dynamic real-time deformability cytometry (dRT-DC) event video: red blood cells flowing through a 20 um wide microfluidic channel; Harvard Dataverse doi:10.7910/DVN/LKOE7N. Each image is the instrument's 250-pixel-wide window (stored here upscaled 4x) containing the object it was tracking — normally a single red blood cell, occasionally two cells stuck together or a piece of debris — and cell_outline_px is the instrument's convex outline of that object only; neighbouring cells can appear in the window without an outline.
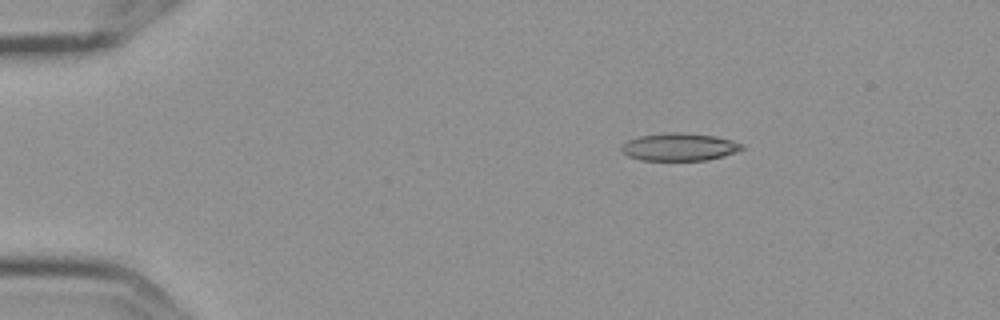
{"species": "Egyptian fruit bat (a non-hibernating species)", "species_latin": "Rousettus aegyptiacus", "temperature_condition": "cold", "stored_images_in_passage": 15, "camera_frame_rate_fps": 3000, "um_per_image_px": 0.085, "frame": {"image": 1, "passage_image": 3, "time_ms": 0.667, "image_size_px": [1000, 320], "cell_outline_px": [[744, 148], [724, 156], [708, 160], [640, 160], [628, 156], [620, 148], [628, 140], [640, 136], [668, 132], [680, 132], [716, 136], [732, 140], [744, 144]], "centroid_in_image_um": [57.77, 12.49], "position_along_channel_um": 27.2, "area_um2": 19.36}}
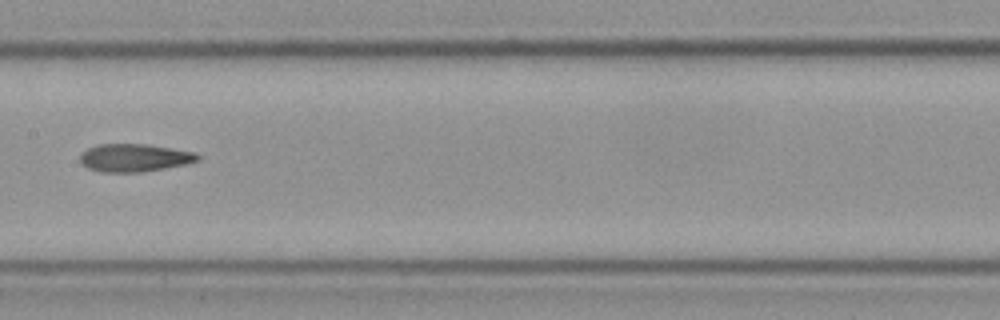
{"frame": {"image": 2, "passage_image": 8, "time_ms": 2.333, "image_size_px": [1000, 320], "cell_outline_px": [[200, 160], [184, 164], [164, 168], [140, 172], [100, 172], [88, 168], [80, 164], [80, 152], [96, 144], [148, 144], [192, 152], [200, 156]], "centroid_in_image_um": [11.35, 13.41], "position_along_channel_um": 196.1, "area_um2": 19.07}}
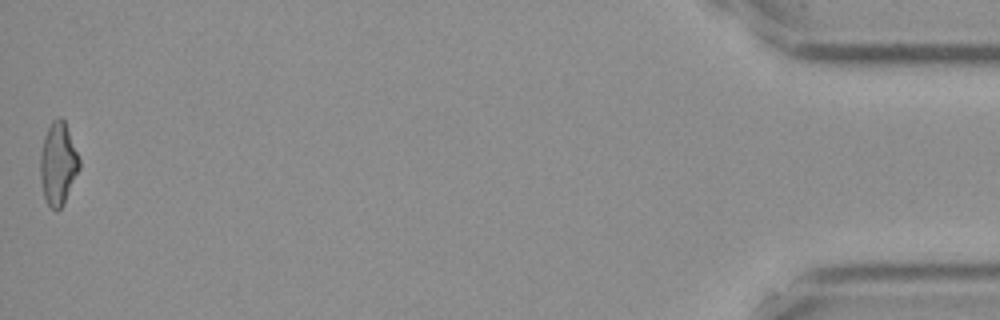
{"frame": {"image": 3, "passage_image": 15, "time_ms": 4.667, "image_size_px": [1000, 320], "cell_outline_px": [[80, 168], [60, 208], [56, 212], [48, 204], [44, 196], [40, 176], [40, 156], [44, 136], [52, 120], [56, 116], [60, 116], [64, 120], [80, 160]], "centroid_in_image_um": [4.93, 13.87], "position_along_channel_um": 430.3, "area_um2": 18.44}}